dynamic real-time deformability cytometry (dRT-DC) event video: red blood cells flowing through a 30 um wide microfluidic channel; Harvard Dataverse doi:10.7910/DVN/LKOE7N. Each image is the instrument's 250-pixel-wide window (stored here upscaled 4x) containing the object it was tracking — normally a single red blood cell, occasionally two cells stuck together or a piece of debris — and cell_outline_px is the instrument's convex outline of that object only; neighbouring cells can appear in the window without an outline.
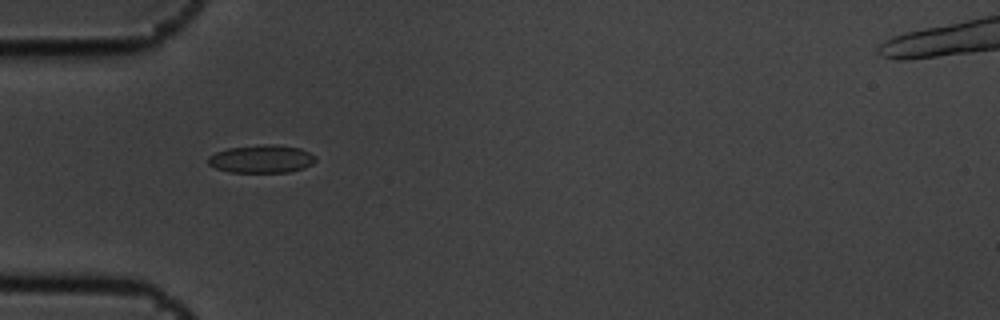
{"species": "common noctule bat (a hibernating species)", "species_latin": "Nyctalus noctula", "temperature_condition": "cold", "stored_images_in_passage": 3, "camera_frame_rate_fps": 3000, "um_per_image_px": 0.085, "animal": {"sex": "male", "body_mass_g": 19.5, "forearm_length_mm": 54.6}, "frame": {"image": 1, "passage_image": 2, "time_ms": 0.333, "image_size_px": [1000, 320], "cell_outline_px": [[316, 160], [312, 164], [304, 168], [288, 172], [228, 172], [216, 168], [208, 164], [208, 156], [216, 152], [228, 148], [264, 144], [276, 144], [300, 148], [316, 156]], "centroid_in_image_um": [22.23, 13.5], "position_along_channel_um": 62.8, "area_um2": 17.57}}
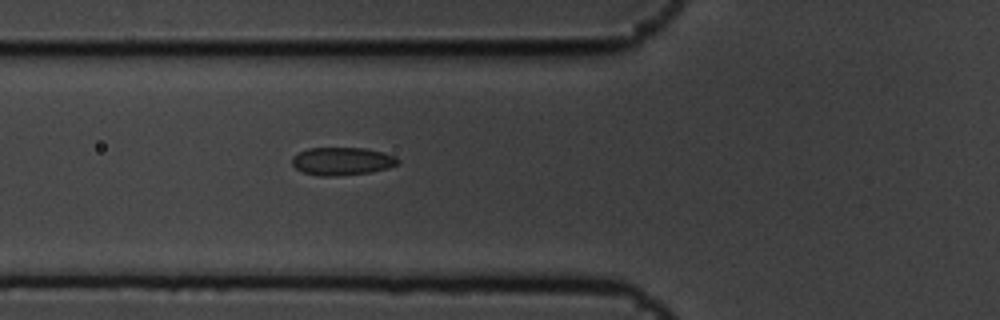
{"frame": {"image": 2, "passage_image": 3, "time_ms": 0.667, "image_size_px": [1000, 320], "cell_outline_px": [[400, 164], [388, 168], [368, 172], [336, 176], [320, 176], [304, 172], [296, 168], [292, 164], [292, 156], [308, 148], [368, 148], [384, 152], [396, 156], [400, 160]], "centroid_in_image_um": [29.12, 13.69], "position_along_channel_um": 96.7, "area_um2": 17.28}}